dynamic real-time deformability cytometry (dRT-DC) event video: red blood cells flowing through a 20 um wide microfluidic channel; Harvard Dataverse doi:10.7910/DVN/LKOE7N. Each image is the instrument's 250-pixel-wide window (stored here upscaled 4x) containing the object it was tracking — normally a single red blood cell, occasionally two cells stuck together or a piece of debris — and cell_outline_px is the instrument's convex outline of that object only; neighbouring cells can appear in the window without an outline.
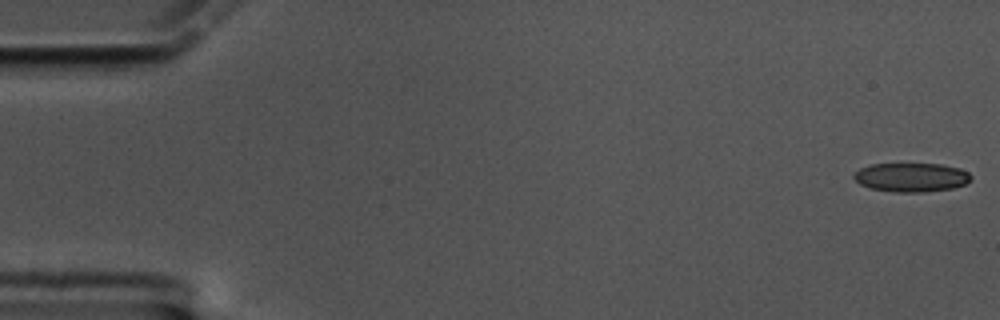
{"species": "common noctule bat (a hibernating species)", "species_latin": "Nyctalus noctula", "temperature_condition": "cold", "stored_images_in_passage": 59, "camera_frame_rate_fps": 3000, "um_per_image_px": 0.085, "animal": {"sex": "male", "body_mass_g": 17.5, "forearm_length_mm": 52.3}, "frame": {"image": 1, "passage_image": 1, "time_ms": 0.0, "image_size_px": [1000, 320], "cell_outline_px": [[972, 176], [964, 184], [952, 188], [920, 192], [892, 192], [872, 188], [860, 184], [852, 176], [860, 168], [872, 164], [940, 164], [960, 168], [968, 172]], "centroid_in_image_um": [77.45, 15.06], "position_along_channel_um": 7.6, "area_um2": 19.54}}
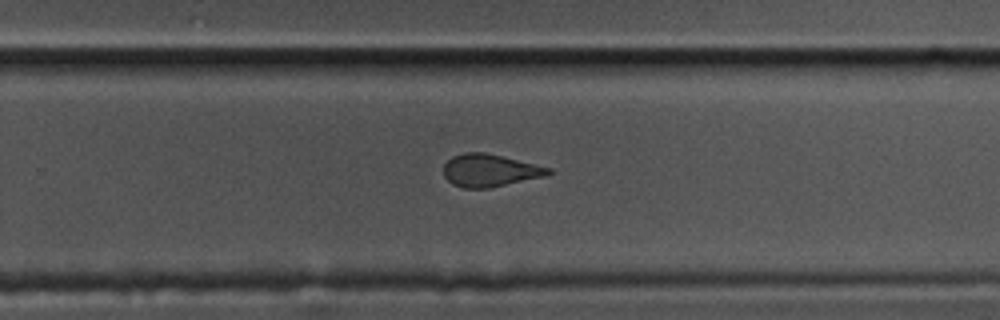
{"frame": {"image": 2, "passage_image": 38, "time_ms": 12.333, "image_size_px": [1000, 320], "cell_outline_px": [[552, 172], [544, 176], [488, 188], [464, 188], [452, 184], [444, 176], [444, 164], [452, 156], [464, 152], [484, 152], [552, 168]], "centroid_in_image_um": [41.6, 14.48], "position_along_channel_um": 288.2, "area_um2": 19.65}}
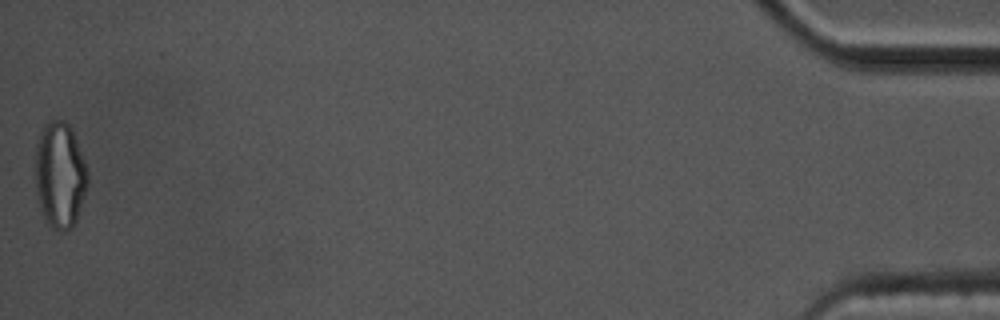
{"frame": {"image": 3, "passage_image": 59, "time_ms": 19.333, "image_size_px": [1000, 320], "cell_outline_px": [[88, 184], [76, 220], [72, 228], [64, 232], [60, 232], [52, 228], [48, 224], [40, 208], [36, 192], [36, 144], [40, 132], [44, 124], [48, 120], [64, 120], [68, 124], [76, 140], [84, 160], [88, 172]], "centroid_in_image_um": [5.09, 14.89], "position_along_channel_um": 430.1, "area_um2": 32.37}, "authors_computed_cell_mechanics": {"area_um2": 20.808, "velocity_mm_per_s": 3.401, "shape_relaxation_time_tau1_ms": null, "shape_relaxation_time_tau2_ms": 1.8771, "deformation_change_tau1": null, "deformation_change_tau2": 0.0904}}